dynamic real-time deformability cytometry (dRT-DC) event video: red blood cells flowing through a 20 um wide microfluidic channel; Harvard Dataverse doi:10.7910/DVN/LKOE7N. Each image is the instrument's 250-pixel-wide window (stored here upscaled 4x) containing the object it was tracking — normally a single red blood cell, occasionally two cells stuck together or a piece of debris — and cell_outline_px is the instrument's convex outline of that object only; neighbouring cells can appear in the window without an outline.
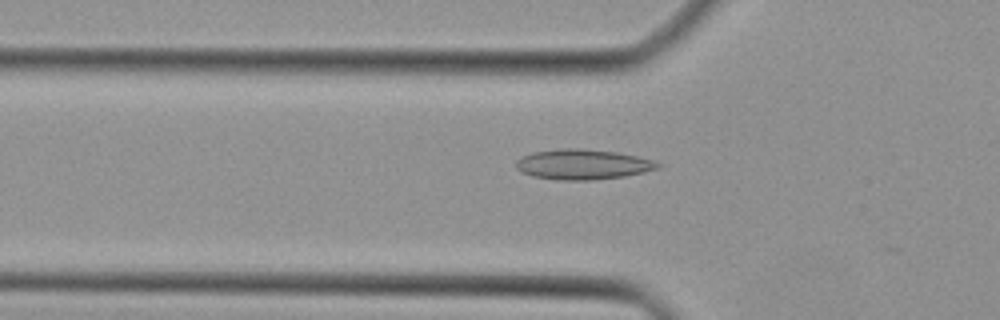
{"species": "Egyptian fruit bat (a non-hibernating species)", "species_latin": "Rousettus aegyptiacus", "temperature_condition": "cold", "stored_images_in_passage": 24, "camera_frame_rate_fps": 3000, "um_per_image_px": 0.085, "animal": {"sex": "female"}, "frame": {"image": 1, "passage_image": 15, "time_ms": 4.667, "image_size_px": [1000, 320], "cell_outline_px": [[664, 164], [660, 168], [644, 172], [624, 176], [592, 180], [556, 180], [532, 176], [520, 172], [516, 168], [516, 160], [520, 156], [532, 152], [560, 148], [580, 148], [616, 152], [636, 156], [652, 160]], "centroid_in_image_um": [49.51, 13.97], "position_along_channel_um": 76.3, "area_um2": 25.2}}
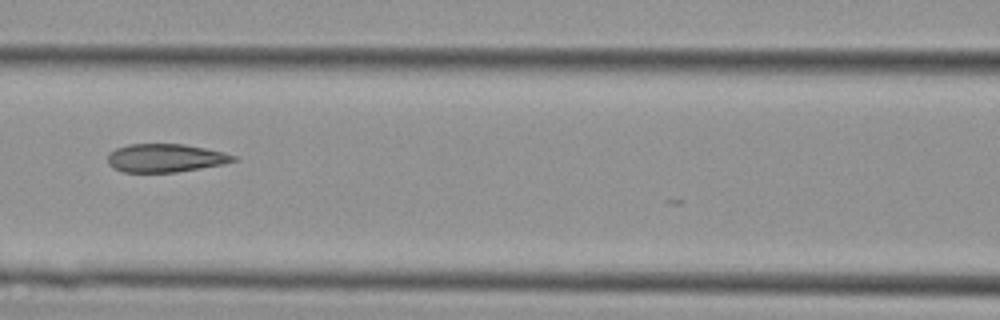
{"frame": {"image": 2, "passage_image": 20, "time_ms": 6.333, "image_size_px": [1000, 320], "cell_outline_px": [[240, 160], [224, 164], [176, 172], [124, 172], [112, 168], [108, 164], [108, 152], [116, 148], [128, 144], [184, 144], [224, 152], [236, 156]], "centroid_in_image_um": [14.06, 13.43], "position_along_channel_um": 152.5, "area_um2": 20.87}}
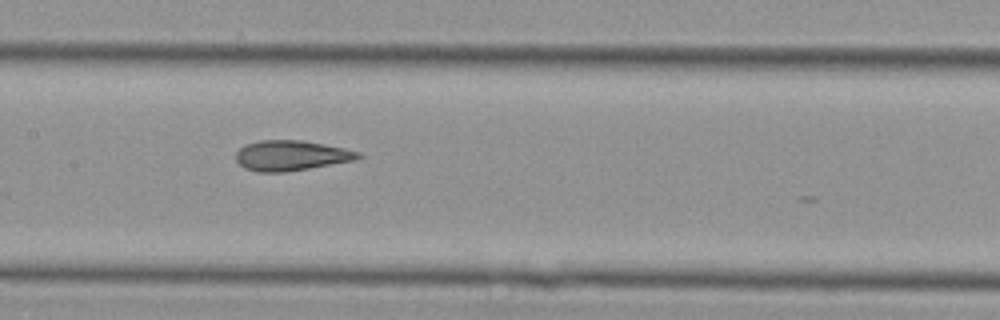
{"frame": {"image": 3, "passage_image": 22, "time_ms": 7.0, "image_size_px": [1000, 320], "cell_outline_px": [[364, 156], [356, 160], [284, 172], [256, 172], [244, 168], [236, 160], [236, 152], [244, 144], [260, 140], [300, 140], [324, 144], [344, 148], [360, 152]], "centroid_in_image_um": [24.74, 13.22], "position_along_channel_um": 182.7, "area_um2": 21.56}}